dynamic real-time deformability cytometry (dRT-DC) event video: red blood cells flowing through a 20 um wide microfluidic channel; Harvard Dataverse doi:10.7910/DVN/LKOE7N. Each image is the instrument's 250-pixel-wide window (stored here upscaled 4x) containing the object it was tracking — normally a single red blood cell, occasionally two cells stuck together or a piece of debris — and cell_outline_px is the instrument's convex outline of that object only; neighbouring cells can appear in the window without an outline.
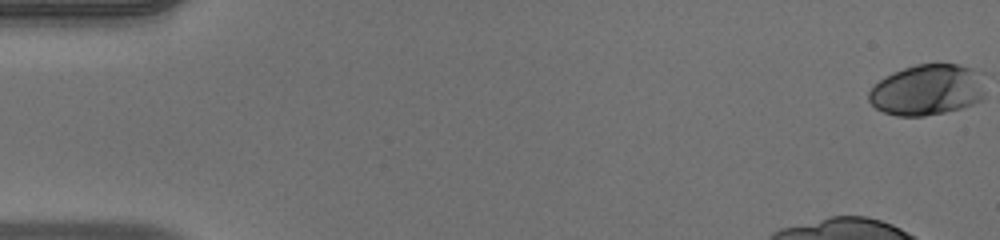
{"species": "human", "species_latin": "Homo sapiens", "temperature_condition": "warm", "stored_images_in_passage": 40, "camera_frame_rate_fps": 3000, "um_per_image_px": 0.085, "donor": {"sex": "male"}, "frame": {"image": 1, "passage_image": 1, "time_ms": 0.0, "image_size_px": [1000, 240], "cell_outline_px": [[984, 96], [980, 100], [972, 104], [960, 108], [944, 112], [924, 116], [896, 116], [884, 112], [876, 108], [868, 100], [868, 92], [884, 76], [892, 72], [916, 64], [956, 64], [972, 68], [984, 92]], "centroid_in_image_um": [78.73, 7.65], "position_along_channel_um": 6.3, "area_um2": 33.99}}